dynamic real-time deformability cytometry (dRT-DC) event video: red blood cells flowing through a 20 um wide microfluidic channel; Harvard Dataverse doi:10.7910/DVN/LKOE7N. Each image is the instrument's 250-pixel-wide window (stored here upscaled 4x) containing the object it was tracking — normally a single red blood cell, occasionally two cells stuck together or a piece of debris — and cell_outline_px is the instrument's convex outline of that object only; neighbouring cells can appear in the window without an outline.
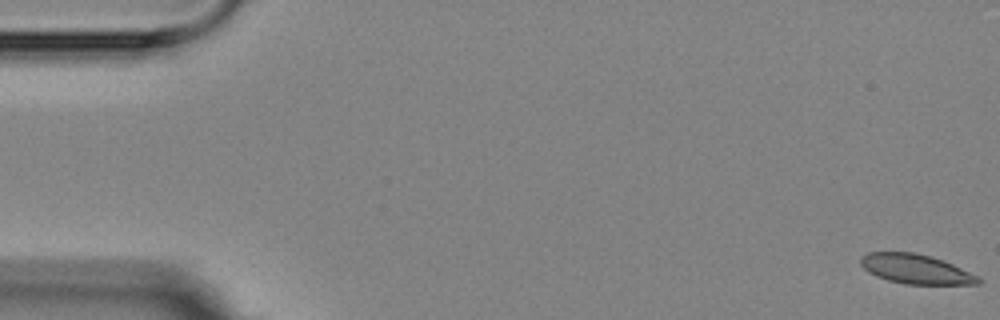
{"species": "Egyptian fruit bat (a non-hibernating species)", "species_latin": "Rousettus aegyptiacus", "temperature_condition": "room temperature", "stored_images_in_passage": 5, "camera_frame_rate_fps": 3000, "um_per_image_px": 0.085, "animal": {"sex": "female"}, "frame": {"image": 1, "passage_image": 1, "time_ms": 0.0, "image_size_px": [1000, 320], "cell_outline_px": [[980, 284], [904, 284], [888, 280], [876, 276], [868, 272], [860, 264], [860, 256], [868, 252], [912, 252], [944, 260], [976, 276], [980, 280]], "centroid_in_image_um": [77.77, 22.86], "position_along_channel_um": 7.2, "area_um2": 20.0}}
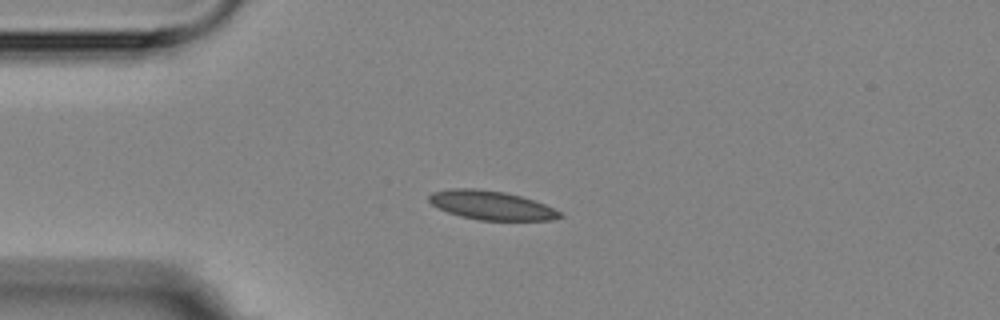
{"frame": {"image": 2, "passage_image": 4, "time_ms": 4.333, "image_size_px": [1000, 320], "cell_outline_px": [[564, 216], [552, 220], [480, 220], [460, 216], [448, 212], [432, 204], [428, 200], [428, 196], [432, 192], [452, 188], [476, 188], [504, 192], [520, 196], [544, 204], [560, 212]], "centroid_in_image_um": [41.74, 17.44], "position_along_channel_um": 43.3, "area_um2": 21.85}}